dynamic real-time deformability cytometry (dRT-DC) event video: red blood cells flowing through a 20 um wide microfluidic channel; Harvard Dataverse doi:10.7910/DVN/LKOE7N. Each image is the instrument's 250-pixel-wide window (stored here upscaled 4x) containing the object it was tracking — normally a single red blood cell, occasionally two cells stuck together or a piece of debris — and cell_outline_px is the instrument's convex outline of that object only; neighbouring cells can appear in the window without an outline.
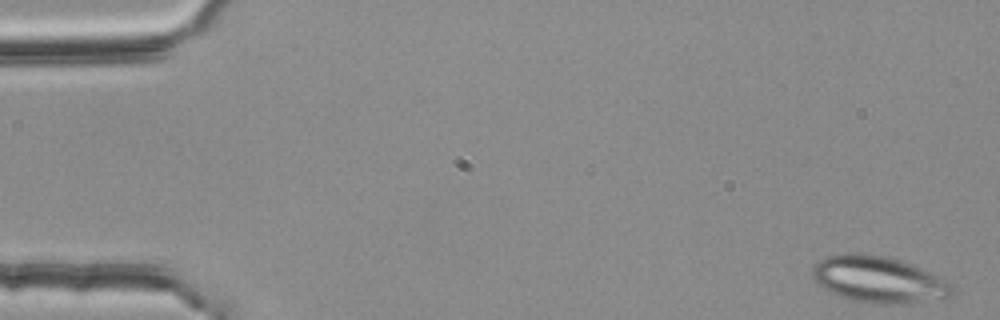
{"species": "common noctule bat (a hibernating species)", "species_latin": "Nyctalus noctula", "temperature_condition": "room temperature", "stored_images_in_passage": 51, "camera_frame_rate_fps": 3000, "um_per_image_px": 0.085, "animal": {"sex": "female", "body_mass_g": 25.1}, "frame": {"image": 1, "passage_image": 1, "time_ms": 0.0, "image_size_px": [1000, 320], "cell_outline_px": [[956, 292], [952, 296], [888, 304], [876, 304], [852, 300], [840, 296], [824, 288], [812, 276], [812, 264], [828, 256], [844, 252], [856, 252], [888, 256], [900, 260], [920, 268], [952, 284], [956, 288]], "centroid_in_image_um": [74.63, 23.73], "position_along_channel_um": 10.4, "area_um2": 37.4}}
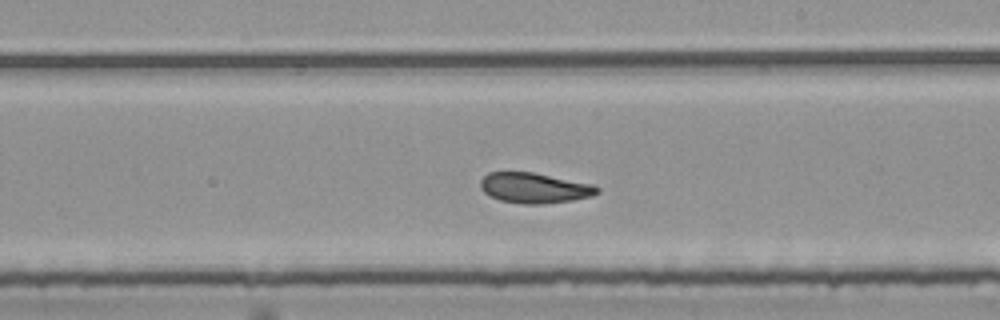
{"frame": {"image": 2, "passage_image": 31, "time_ms": 10.0, "image_size_px": [1000, 320], "cell_outline_px": [[600, 192], [592, 196], [572, 200], [544, 204], [524, 204], [500, 200], [488, 196], [480, 188], [480, 180], [488, 172], [532, 172], [592, 184], [600, 188]], "centroid_in_image_um": [45.41, 15.98], "position_along_channel_um": 243.6, "area_um2": 20.69}}
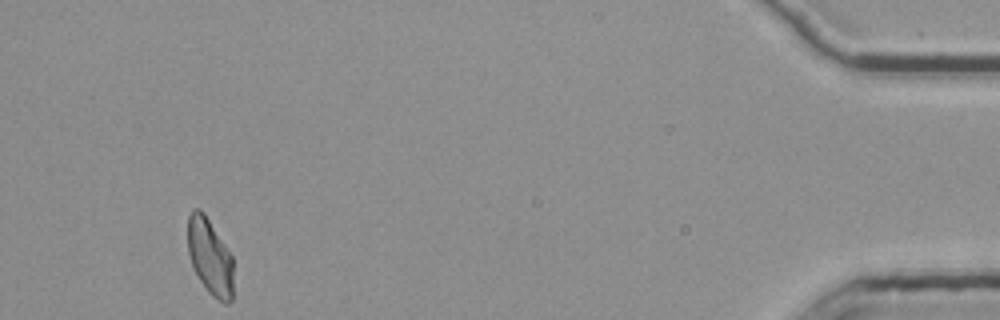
{"frame": {"image": 3, "passage_image": 51, "time_ms": 16.667, "image_size_px": [1000, 320], "cell_outline_px": [[232, 300], [228, 304], [224, 304], [212, 296], [208, 292], [192, 268], [188, 252], [188, 216], [192, 208], [200, 208], [204, 212], [232, 256]], "centroid_in_image_um": [17.82, 21.82], "position_along_channel_um": 417.4, "area_um2": 20.35}, "authors_computed_cell_mechanics": {"area_um2": 21.5594, "velocity_mm_per_s": 3.7571, "shape_relaxation_time_tau1_ms": 4.3701, "shape_relaxation_time_tau2_ms": 1.798, "deformation_change_tau1": 0.116, "deformation_change_tau2": 0.0693}}